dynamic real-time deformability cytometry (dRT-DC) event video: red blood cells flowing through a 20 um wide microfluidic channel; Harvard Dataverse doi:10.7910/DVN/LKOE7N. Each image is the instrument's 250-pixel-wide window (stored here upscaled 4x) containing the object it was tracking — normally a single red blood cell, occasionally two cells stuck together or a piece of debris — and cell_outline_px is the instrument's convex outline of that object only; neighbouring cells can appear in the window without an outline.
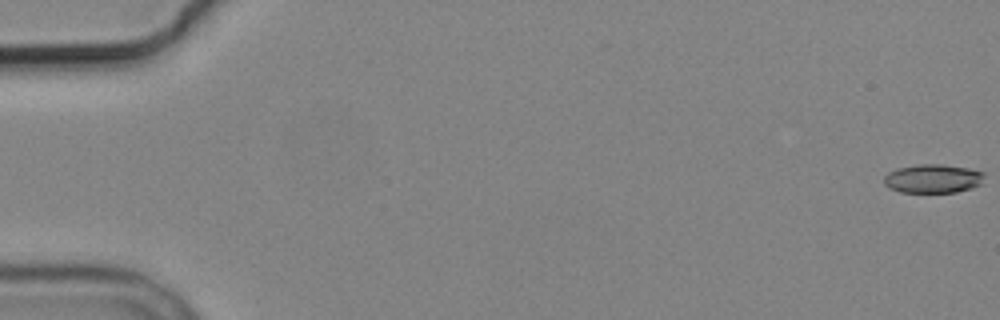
{"species": "common noctule bat (a hibernating species)", "species_latin": "Nyctalus noctula", "temperature_condition": "cold", "stored_images_in_passage": 5, "camera_frame_rate_fps": 3000, "um_per_image_px": 0.085, "animal": {"sex": "male", "body_mass_g": 19.2, "forearm_length_mm": 51.8}, "frame": {"image": 1, "passage_image": 1, "time_ms": 0.0, "image_size_px": [1000, 320], "cell_outline_px": [[984, 176], [980, 184], [972, 188], [956, 192], [900, 192], [888, 188], [884, 184], [884, 176], [888, 172], [896, 168], [920, 164], [940, 164], [968, 168], [984, 172]], "centroid_in_image_um": [79.27, 15.18], "position_along_channel_um": 5.7, "area_um2": 16.88}}
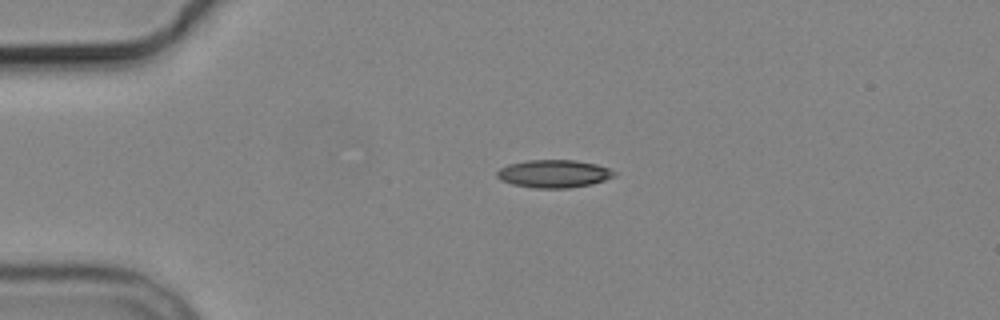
{"frame": {"image": 2, "passage_image": 4, "time_ms": 4.333, "image_size_px": [1000, 320], "cell_outline_px": [[616, 176], [592, 184], [568, 188], [532, 188], [512, 184], [500, 180], [496, 176], [496, 172], [500, 168], [508, 164], [528, 160], [576, 160], [596, 164], [608, 168], [616, 172]], "centroid_in_image_um": [47.06, 14.77], "position_along_channel_um": 37.9, "area_um2": 19.13}}